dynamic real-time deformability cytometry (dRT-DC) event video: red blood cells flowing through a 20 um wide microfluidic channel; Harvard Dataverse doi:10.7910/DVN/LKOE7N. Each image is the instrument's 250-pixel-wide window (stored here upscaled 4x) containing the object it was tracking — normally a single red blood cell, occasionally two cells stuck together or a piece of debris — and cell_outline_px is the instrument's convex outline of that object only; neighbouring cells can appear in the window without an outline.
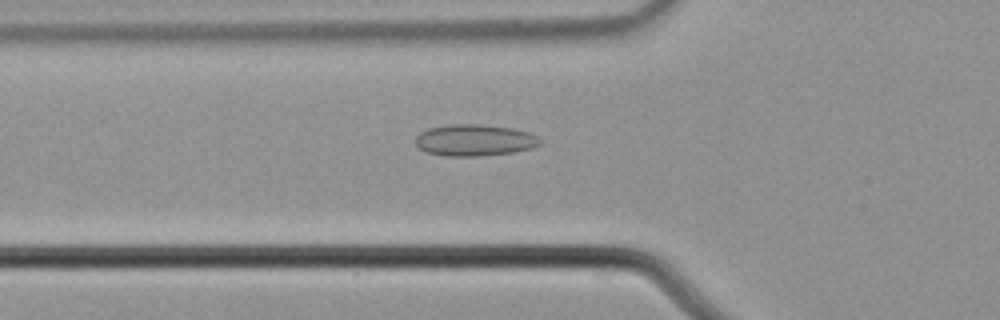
{"species": "common noctule bat (a hibernating species)", "species_latin": "Nyctalus noctula", "temperature_condition": "cold", "stored_images_in_passage": 4, "camera_frame_rate_fps": 3000, "um_per_image_px": 0.085, "animal": {"sex": "male", "body_mass_g": 21.5, "forearm_length_mm": 52.0}, "frame": {"image": 1, "passage_image": 4, "time_ms": 1.0, "image_size_px": [1000, 320], "cell_outline_px": [[540, 144], [528, 148], [512, 152], [480, 156], [444, 156], [428, 152], [420, 148], [416, 144], [416, 136], [420, 132], [428, 128], [448, 124], [480, 124], [512, 128], [528, 132], [536, 136], [540, 140]], "centroid_in_image_um": [40.29, 11.9], "position_along_channel_um": 85.5, "area_um2": 22.72}}